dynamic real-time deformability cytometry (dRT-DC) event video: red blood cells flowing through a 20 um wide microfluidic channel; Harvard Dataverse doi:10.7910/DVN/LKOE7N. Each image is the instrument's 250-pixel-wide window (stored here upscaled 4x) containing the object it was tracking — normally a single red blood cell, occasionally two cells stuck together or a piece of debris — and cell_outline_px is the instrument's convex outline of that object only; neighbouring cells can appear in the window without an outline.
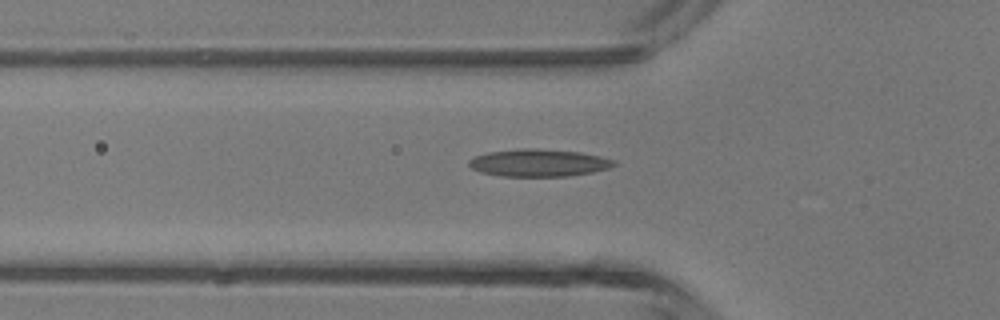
{"species": "common noctule bat (a hibernating species)", "species_latin": "Nyctalus noctula", "temperature_condition": "room temperature", "stored_images_in_passage": 33, "segment_of_instrument_passage": [1, 2], "camera_frame_rate_fps": 3000, "um_per_image_px": 0.085, "animal": {"sex": "male", "body_mass_g": 13.3}, "frame": {"image": 1, "passage_image": 2, "time_ms": 0.333, "image_size_px": [1000, 320], "cell_outline_px": [[616, 164], [608, 168], [592, 172], [568, 176], [500, 176], [480, 172], [472, 168], [468, 164], [468, 160], [476, 156], [488, 152], [520, 148], [536, 148], [580, 152], [600, 156], [616, 160]], "centroid_in_image_um": [45.78, 13.83], "position_along_channel_um": 80.0, "area_um2": 23.18}}
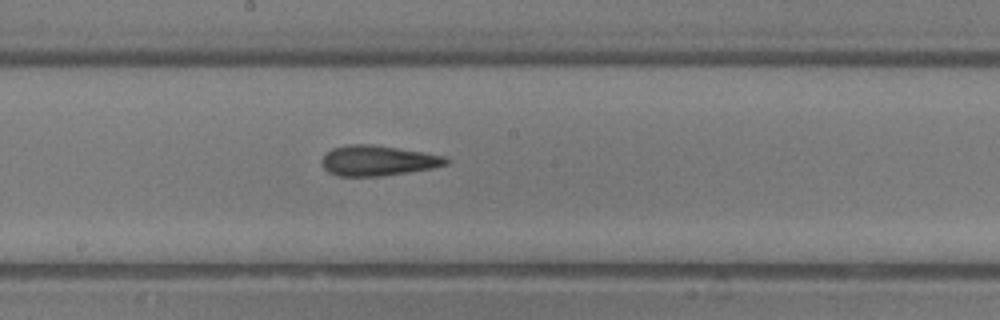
{"frame": {"image": 2, "passage_image": 11, "time_ms": 3.333, "image_size_px": [1000, 320], "cell_outline_px": [[448, 164], [432, 168], [408, 172], [380, 176], [336, 176], [328, 172], [320, 164], [320, 160], [332, 148], [348, 144], [372, 144], [444, 156], [448, 160]], "centroid_in_image_um": [32.05, 13.66], "position_along_channel_um": 216.2, "area_um2": 21.79}}
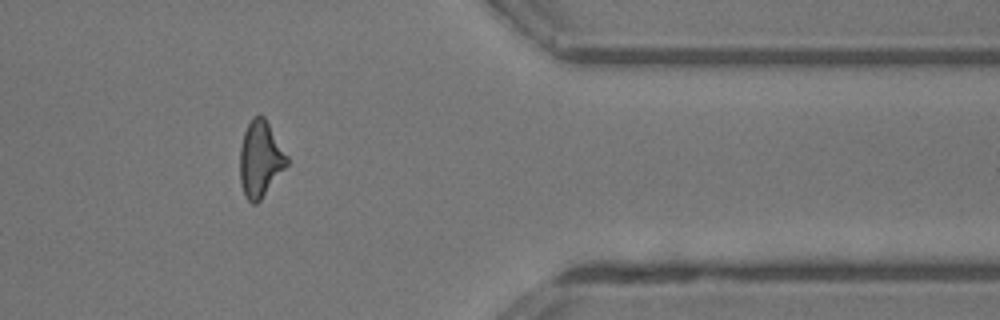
{"frame": {"image": 3, "passage_image": 24, "time_ms": 7.667, "image_size_px": [1000, 320], "cell_outline_px": [[288, 164], [260, 200], [256, 204], [252, 204], [248, 200], [240, 184], [240, 148], [244, 132], [252, 116], [264, 116], [288, 156]], "centroid_in_image_um": [22.12, 13.52], "position_along_channel_um": 389.3, "area_um2": 20.63}}